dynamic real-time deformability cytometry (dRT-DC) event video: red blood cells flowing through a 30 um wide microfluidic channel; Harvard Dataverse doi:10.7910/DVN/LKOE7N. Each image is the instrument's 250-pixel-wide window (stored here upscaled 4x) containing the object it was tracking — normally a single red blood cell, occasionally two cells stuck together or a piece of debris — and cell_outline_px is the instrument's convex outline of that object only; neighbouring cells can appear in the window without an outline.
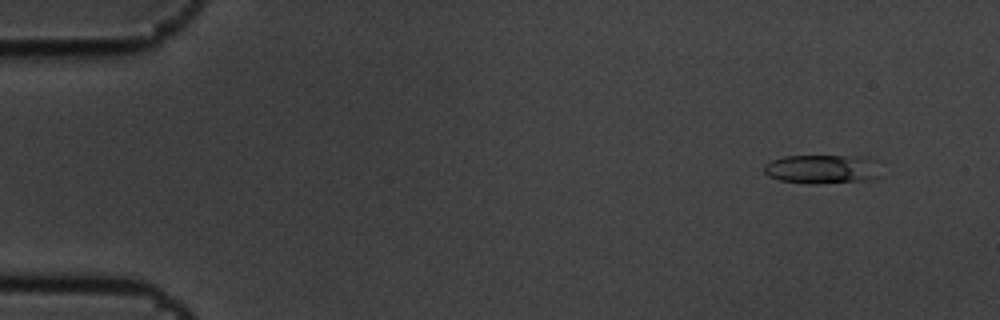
{"species": "common noctule bat (a hibernating species)", "species_latin": "Nyctalus noctula", "temperature_condition": "cold", "stored_images_in_passage": 8, "camera_frame_rate_fps": 3000, "um_per_image_px": 0.085, "animal": {"sex": "male", "body_mass_g": 19.5, "forearm_length_mm": 54.6}, "frame": {"image": 1, "passage_image": 2, "time_ms": 0.333, "image_size_px": [1000, 320], "cell_outline_px": [[880, 176], [868, 180], [816, 184], [808, 184], [780, 180], [768, 176], [764, 172], [764, 164], [772, 160], [784, 156], [868, 156], [876, 160]], "centroid_in_image_um": [69.9, 14.37], "position_along_channel_um": 15.1, "area_um2": 20.0}}
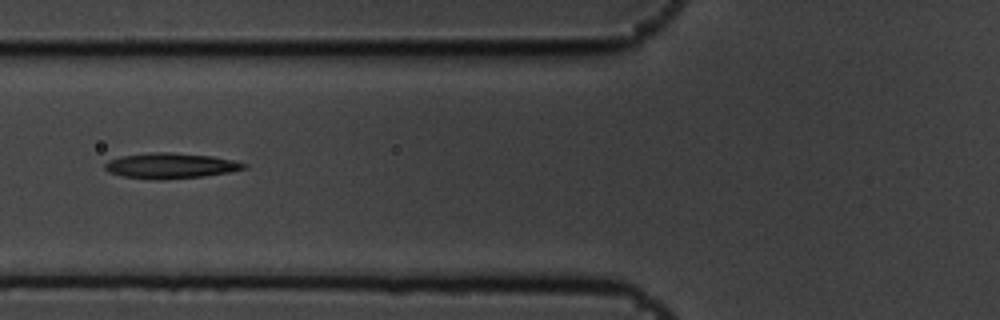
{"frame": {"image": 2, "passage_image": 6, "time_ms": 1.667, "image_size_px": [1000, 320], "cell_outline_px": [[248, 168], [228, 172], [204, 176], [164, 180], [160, 180], [124, 176], [108, 172], [104, 168], [104, 164], [108, 160], [120, 156], [152, 152], [172, 152], [212, 156], [232, 160], [248, 164]], "centroid_in_image_um": [14.49, 14.08], "position_along_channel_um": 111.3, "area_um2": 20.69}}
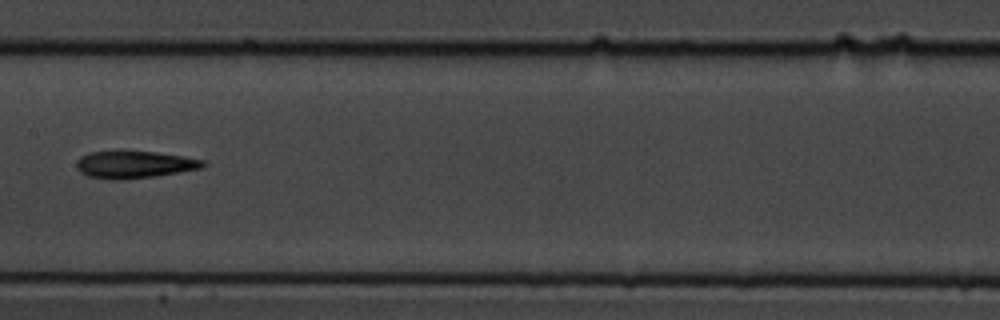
{"frame": {"image": 3, "passage_image": 8, "time_ms": 2.333, "image_size_px": [1000, 320], "cell_outline_px": [[208, 164], [204, 168], [156, 176], [124, 180], [112, 180], [88, 176], [80, 172], [76, 168], [76, 164], [80, 156], [88, 152], [120, 148], [156, 152], [184, 156], [204, 160]], "centroid_in_image_um": [11.4, 13.95], "position_along_channel_um": 196.0, "area_um2": 21.15}}